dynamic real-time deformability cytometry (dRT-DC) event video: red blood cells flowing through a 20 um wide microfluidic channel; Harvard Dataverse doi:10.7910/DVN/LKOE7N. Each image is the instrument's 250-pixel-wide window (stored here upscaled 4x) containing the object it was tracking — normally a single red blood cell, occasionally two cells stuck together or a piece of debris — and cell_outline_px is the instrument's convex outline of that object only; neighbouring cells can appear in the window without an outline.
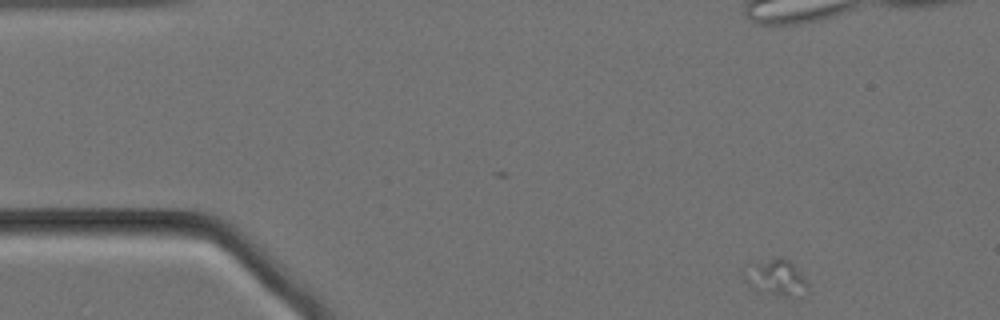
{"species": "Egyptian fruit bat (a non-hibernating species)", "species_latin": "Rousettus aegyptiacus", "temperature_condition": "cold", "stored_images_in_passage": 44, "camera_frame_rate_fps": 3000, "um_per_image_px": 0.085, "animal": {"sex": "female"}, "frame": {"image": 1, "passage_image": 1, "time_ms": 0.0, "image_size_px": [1000, 320], "cell_outline_px": [[808, 292], [788, 296], [784, 296], [764, 292], [752, 288], [744, 280], [744, 276], [756, 264], [780, 256], [788, 260], [792, 264], [808, 284]], "centroid_in_image_um": [66.01, 23.63], "position_along_channel_um": 19.0, "area_um2": 12.43}}